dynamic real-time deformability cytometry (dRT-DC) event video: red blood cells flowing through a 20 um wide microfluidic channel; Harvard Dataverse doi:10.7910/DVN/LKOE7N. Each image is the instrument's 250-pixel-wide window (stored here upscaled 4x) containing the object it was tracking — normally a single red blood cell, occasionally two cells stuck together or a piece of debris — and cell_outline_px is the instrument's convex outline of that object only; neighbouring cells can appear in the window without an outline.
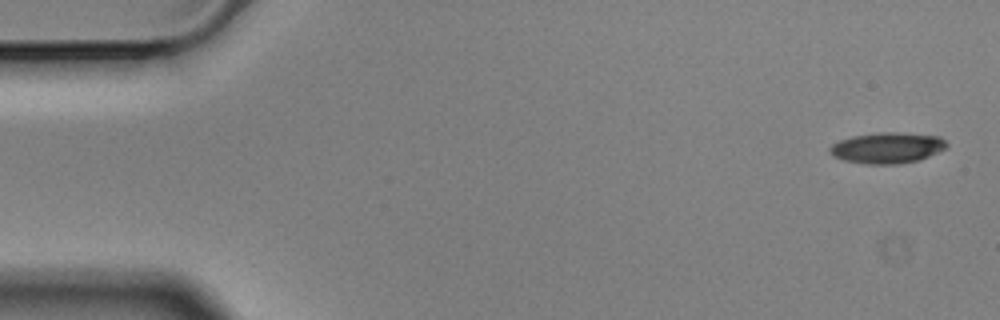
{"species": "Egyptian fruit bat (a non-hibernating species)", "species_latin": "Rousettus aegyptiacus", "temperature_condition": "cold", "stored_images_in_passage": 5, "camera_frame_rate_fps": 3000, "um_per_image_px": 0.085, "animal": {"sex": "male"}, "frame": {"image": 1, "passage_image": 1, "time_ms": 0.0, "image_size_px": [1000, 320], "cell_outline_px": [[948, 148], [920, 160], [896, 164], [864, 164], [844, 160], [832, 156], [828, 152], [828, 148], [832, 144], [840, 140], [852, 136], [880, 132], [896, 132], [940, 136], [948, 144]], "centroid_in_image_um": [75.41, 12.57], "position_along_channel_um": 9.6, "area_um2": 21.27}}
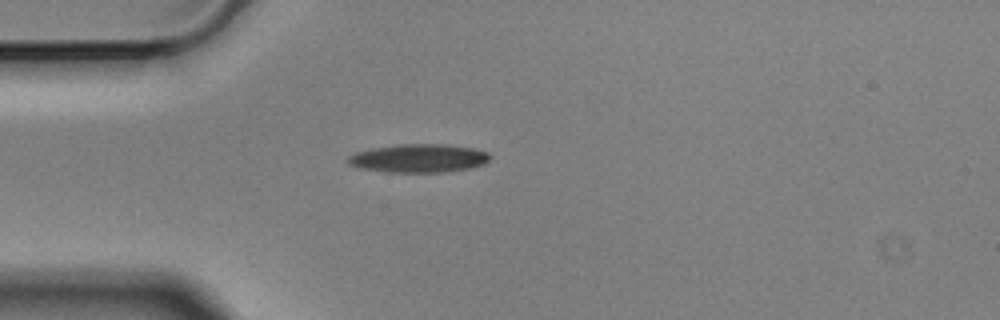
{"frame": {"image": 2, "passage_image": 5, "time_ms": 1.333, "image_size_px": [1000, 320], "cell_outline_px": [[492, 156], [484, 164], [468, 168], [444, 172], [384, 172], [356, 168], [348, 164], [344, 160], [348, 156], [356, 152], [372, 148], [400, 144], [448, 144], [472, 148], [488, 152]], "centroid_in_image_um": [35.53, 13.45], "position_along_channel_um": 49.5, "area_um2": 23.76}}